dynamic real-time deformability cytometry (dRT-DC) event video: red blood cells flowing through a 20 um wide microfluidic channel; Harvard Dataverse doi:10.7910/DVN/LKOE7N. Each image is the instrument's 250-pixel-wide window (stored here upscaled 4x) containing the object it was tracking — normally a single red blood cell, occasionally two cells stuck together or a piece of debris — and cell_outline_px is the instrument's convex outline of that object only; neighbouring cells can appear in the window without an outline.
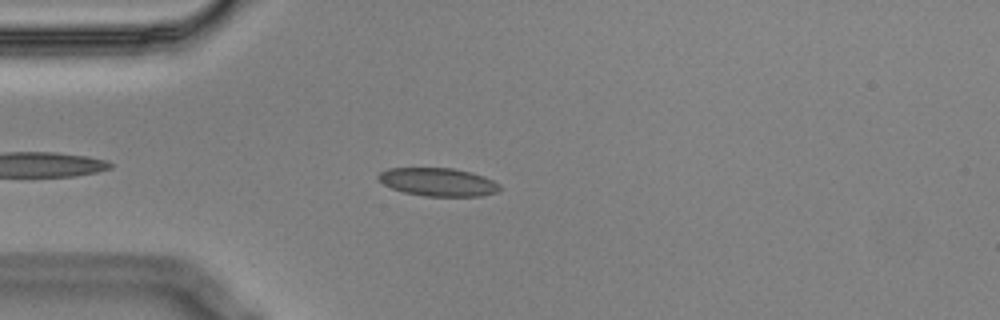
{"species": "Egyptian fruit bat (a non-hibernating species)", "species_latin": "Rousettus aegyptiacus", "temperature_condition": "cold", "stored_images_in_passage": 25, "camera_frame_rate_fps": 3000, "um_per_image_px": 0.085, "animal": {"sex": "male"}, "frame": {"image": 1, "passage_image": 6, "time_ms": 1.667, "image_size_px": [1000, 320], "cell_outline_px": [[500, 188], [496, 192], [480, 196], [424, 196], [404, 192], [392, 188], [384, 184], [376, 176], [380, 172], [388, 168], [452, 168], [472, 172], [484, 176], [500, 184]], "centroid_in_image_um": [37.23, 15.46], "position_along_channel_um": 47.8, "area_um2": 19.88}}
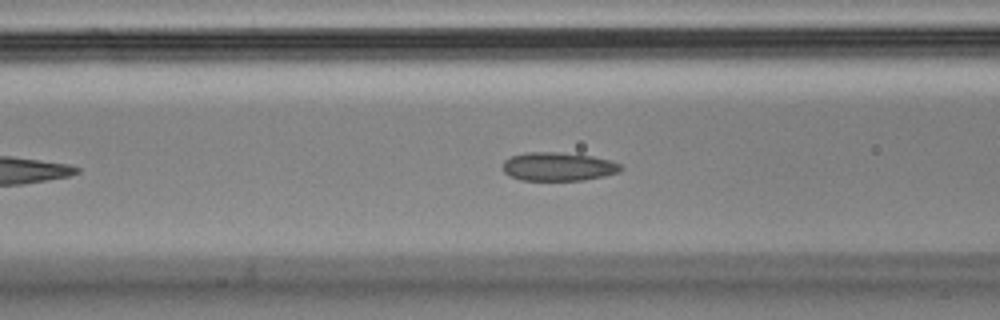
{"frame": {"image": 2, "passage_image": 13, "time_ms": 4.0, "image_size_px": [1000, 320], "cell_outline_px": [[624, 168], [620, 172], [604, 176], [584, 180], [520, 180], [508, 176], [504, 172], [504, 160], [512, 156], [528, 152], [556, 152], [592, 156], [608, 160], [620, 164]], "centroid_in_image_um": [47.45, 14.17], "position_along_channel_um": 119.1, "area_um2": 19.59}}
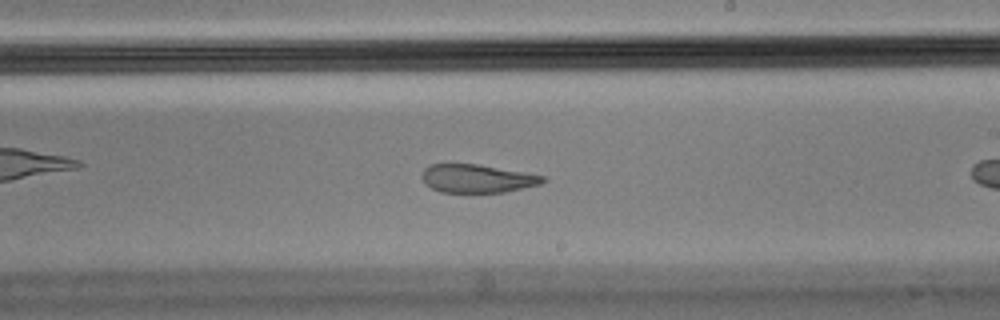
{"frame": {"image": 3, "passage_image": 20, "time_ms": 6.333, "image_size_px": [1000, 320], "cell_outline_px": [[548, 180], [540, 184], [504, 192], [440, 192], [424, 184], [420, 176], [424, 168], [432, 164], [476, 164], [524, 172], [544, 176]], "centroid_in_image_um": [40.52, 15.17], "position_along_channel_um": 248.5, "area_um2": 19.88}}